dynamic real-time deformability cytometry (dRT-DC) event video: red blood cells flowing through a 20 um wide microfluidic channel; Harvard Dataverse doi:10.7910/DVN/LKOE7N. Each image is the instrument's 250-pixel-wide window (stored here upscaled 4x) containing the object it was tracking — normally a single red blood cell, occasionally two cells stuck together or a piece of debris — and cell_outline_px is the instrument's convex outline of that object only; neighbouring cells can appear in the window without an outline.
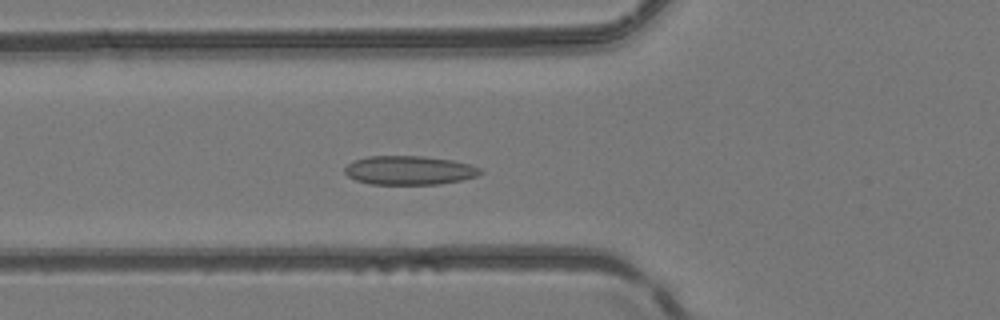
{"species": "common noctule bat (a hibernating species)", "species_latin": "Nyctalus noctula", "temperature_condition": "room temperature", "stored_images_in_passage": 50, "camera_frame_rate_fps": 3000, "um_per_image_px": 0.085, "animal": {"sex": "female", "body_mass_g": 24.6, "forearm_length_mm": 56.2}, "frame": {"image": 1, "passage_image": 18, "time_ms": 5.667, "image_size_px": [1000, 320], "cell_outline_px": [[484, 172], [476, 176], [460, 180], [440, 184], [368, 184], [356, 180], [348, 176], [344, 172], [344, 168], [348, 164], [356, 160], [368, 156], [424, 156], [452, 160], [468, 164], [480, 168]], "centroid_in_image_um": [34.78, 14.48], "position_along_channel_um": 91.0, "area_um2": 22.77}}
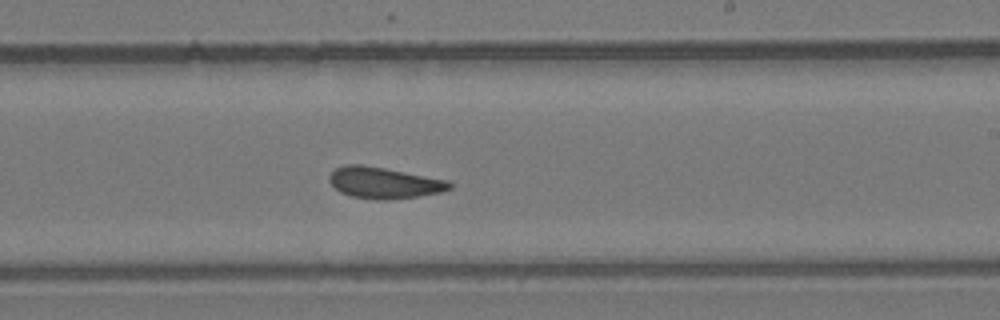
{"frame": {"image": 2, "passage_image": 30, "time_ms": 9.667, "image_size_px": [1000, 320], "cell_outline_px": [[452, 188], [440, 192], [416, 196], [388, 200], [376, 200], [352, 196], [340, 192], [328, 180], [328, 176], [336, 168], [348, 164], [360, 164], [384, 168], [448, 180], [452, 184]], "centroid_in_image_um": [32.62, 15.54], "position_along_channel_um": 256.4, "area_um2": 21.73}}
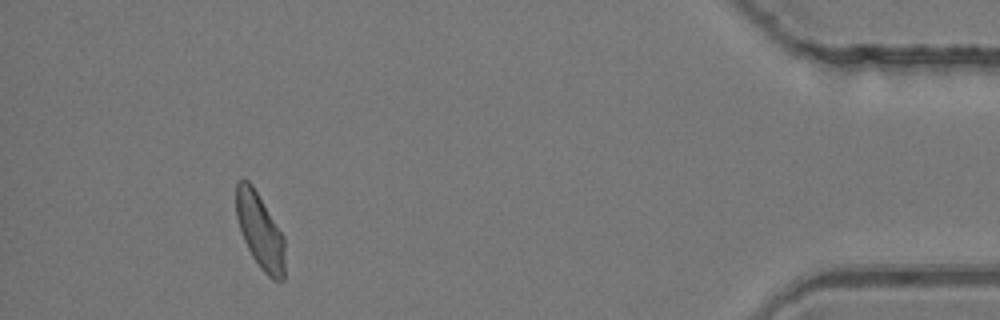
{"frame": {"image": 3, "passage_image": 46, "time_ms": 15.0, "image_size_px": [1000, 320], "cell_outline_px": [[284, 280], [272, 280], [260, 268], [252, 256], [240, 232], [236, 216], [236, 184], [240, 180], [248, 180], [252, 184], [284, 236]], "centroid_in_image_um": [22.09, 19.64], "position_along_channel_um": 413.1, "area_um2": 21.33}, "authors_computed_cell_mechanics": {"area_um2": 21.964, "velocity_mm_per_s": 4.126, "shape_relaxation_time_tau1_ms": null, "shape_relaxation_time_tau2_ms": 2.1918, "deformation_change_tau1": null, "deformation_change_tau2": 0.0881}}